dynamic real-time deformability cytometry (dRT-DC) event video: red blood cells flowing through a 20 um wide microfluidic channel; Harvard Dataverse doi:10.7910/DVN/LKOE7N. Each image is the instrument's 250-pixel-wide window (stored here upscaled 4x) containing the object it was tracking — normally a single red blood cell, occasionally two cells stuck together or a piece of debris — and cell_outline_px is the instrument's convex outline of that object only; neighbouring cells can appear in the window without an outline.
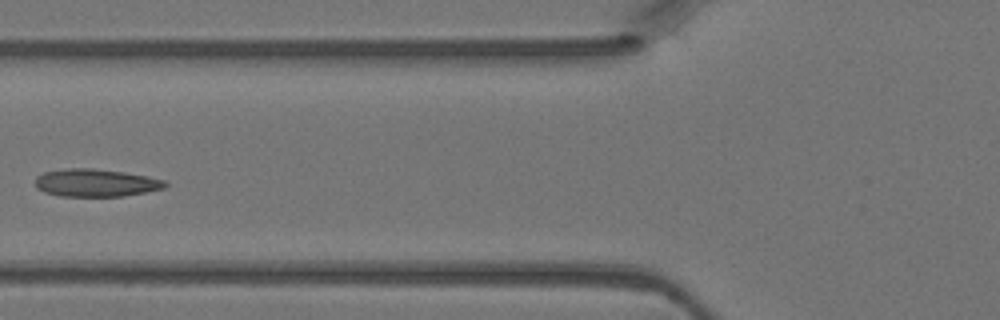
{"species": "Egyptian fruit bat (a non-hibernating species)", "species_latin": "Rousettus aegyptiacus", "temperature_condition": "warm", "stored_images_in_passage": 5, "camera_frame_rate_fps": 3000, "um_per_image_px": 0.085, "animal": {"sex": "female"}, "frame": {"image": 1, "passage_image": 5, "time_ms": 1.333, "image_size_px": [1000, 320], "cell_outline_px": [[168, 184], [164, 188], [124, 196], [60, 196], [44, 192], [36, 188], [36, 176], [44, 172], [68, 168], [92, 168], [124, 172], [148, 176], [164, 180]], "centroid_in_image_um": [8.13, 15.54], "position_along_channel_um": 117.7, "area_um2": 20.92}}